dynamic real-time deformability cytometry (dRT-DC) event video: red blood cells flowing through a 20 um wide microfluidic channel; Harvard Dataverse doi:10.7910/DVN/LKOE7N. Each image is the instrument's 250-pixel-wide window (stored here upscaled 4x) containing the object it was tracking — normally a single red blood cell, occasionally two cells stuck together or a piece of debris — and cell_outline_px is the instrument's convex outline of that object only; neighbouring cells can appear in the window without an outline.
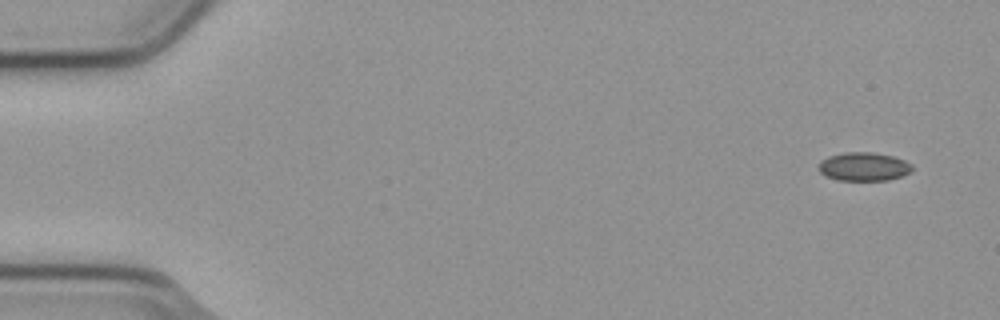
{"species": "common noctule bat (a hibernating species)", "species_latin": "Nyctalus noctula", "temperature_condition": "cold", "stored_images_in_passage": 52, "camera_frame_rate_fps": 3000, "um_per_image_px": 0.085, "animal": {"sex": "male", "body_mass_g": 23.1, "forearm_length_mm": 52.7}, "frame": {"image": 1, "passage_image": 1, "time_ms": 0.0, "image_size_px": [1000, 320], "cell_outline_px": [[912, 172], [888, 180], [840, 180], [824, 176], [816, 168], [820, 160], [828, 156], [844, 152], [872, 152], [892, 156], [904, 160], [912, 164]], "centroid_in_image_um": [73.38, 14.16], "position_along_channel_um": 11.6, "area_um2": 15.72}}
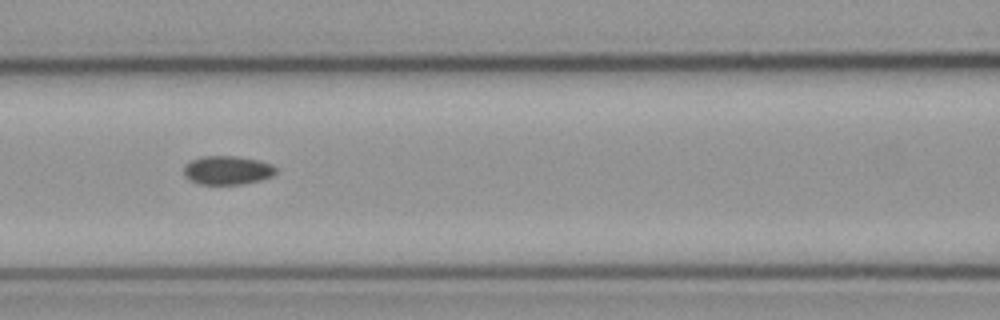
{"frame": {"image": 2, "passage_image": 22, "time_ms": 7.0, "image_size_px": [1000, 320], "cell_outline_px": [[276, 172], [272, 176], [260, 180], [244, 184], [200, 184], [184, 176], [184, 164], [200, 156], [236, 156], [256, 160], [272, 164], [276, 168]], "centroid_in_image_um": [19.32, 14.46], "position_along_channel_um": 147.3, "area_um2": 15.37}}
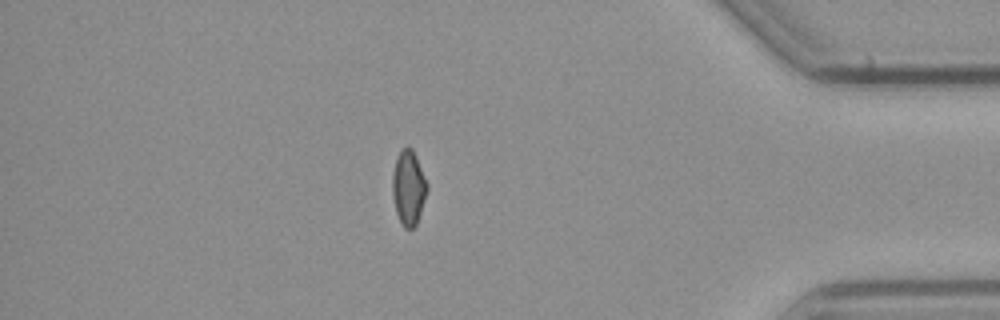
{"frame": {"image": 3, "passage_image": 45, "time_ms": 14.667, "image_size_px": [1000, 320], "cell_outline_px": [[428, 188], [416, 224], [412, 228], [404, 228], [396, 212], [392, 192], [392, 176], [396, 156], [400, 148], [412, 148], [416, 156], [428, 184]], "centroid_in_image_um": [34.71, 15.91], "position_along_channel_um": 400.5, "area_um2": 14.97}}